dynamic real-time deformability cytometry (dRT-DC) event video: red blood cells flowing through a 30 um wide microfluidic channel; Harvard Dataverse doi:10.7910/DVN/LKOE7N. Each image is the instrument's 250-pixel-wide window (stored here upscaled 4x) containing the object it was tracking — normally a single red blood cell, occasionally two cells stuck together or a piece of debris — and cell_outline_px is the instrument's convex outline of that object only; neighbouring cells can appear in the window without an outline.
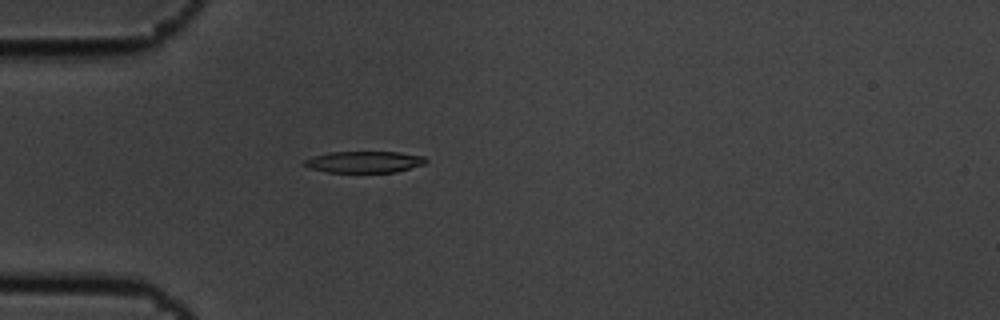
{"species": "common noctule bat (a hibernating species)", "species_latin": "Nyctalus noctula", "temperature_condition": "cold", "stored_images_in_passage": 3, "camera_frame_rate_fps": 3000, "um_per_image_px": 0.085, "animal": {"sex": "male", "body_mass_g": 19.5, "forearm_length_mm": 54.6}, "frame": {"image": 1, "passage_image": 3, "time_ms": 0.667, "image_size_px": [1000, 320], "cell_outline_px": [[428, 160], [424, 164], [396, 172], [324, 172], [308, 168], [300, 164], [304, 160], [312, 156], [332, 152], [400, 152], [424, 156]], "centroid_in_image_um": [30.92, 13.76], "position_along_channel_um": 54.1, "area_um2": 15.37}}